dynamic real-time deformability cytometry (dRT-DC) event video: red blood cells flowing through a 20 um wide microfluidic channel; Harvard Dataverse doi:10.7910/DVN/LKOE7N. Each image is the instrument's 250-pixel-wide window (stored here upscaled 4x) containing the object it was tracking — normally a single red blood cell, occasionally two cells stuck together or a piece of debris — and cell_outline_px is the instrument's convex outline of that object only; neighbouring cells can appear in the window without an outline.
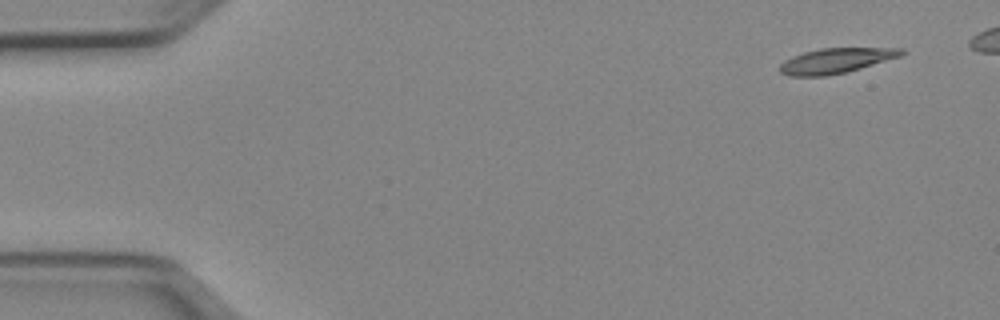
{"species": "Egyptian fruit bat (a non-hibernating species)", "species_latin": "Rousettus aegyptiacus", "temperature_condition": "cold", "stored_images_in_passage": 45, "camera_frame_rate_fps": 3000, "um_per_image_px": 0.085, "animal": {"sex": "female"}, "frame": {"image": 1, "passage_image": 1, "time_ms": 0.0, "image_size_px": [1000, 320], "cell_outline_px": [[904, 52], [900, 56], [848, 72], [824, 76], [788, 76], [780, 72], [780, 64], [784, 60], [792, 56], [804, 52], [820, 48], [904, 48]], "centroid_in_image_um": [71.02, 5.16], "position_along_channel_um": 14.0, "area_um2": 17.74}}
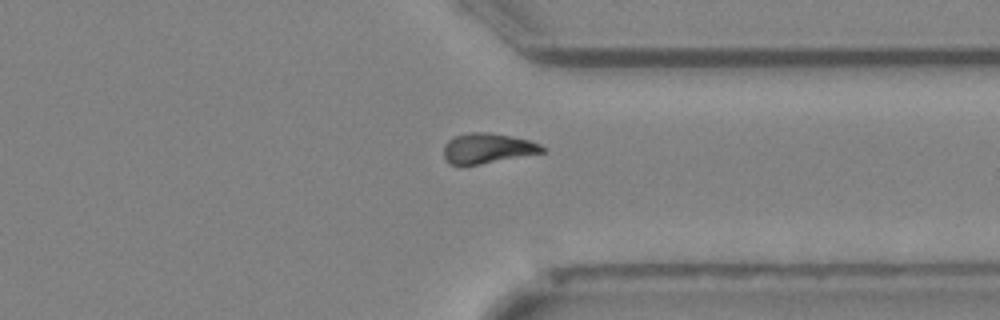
{"frame": {"image": 2, "passage_image": 37, "time_ms": 12.0, "image_size_px": [1000, 320], "cell_outline_px": [[544, 152], [480, 164], [448, 164], [444, 160], [444, 144], [448, 140], [456, 136], [472, 132], [488, 132], [512, 136], [528, 140], [540, 144], [544, 148]], "centroid_in_image_um": [41.41, 12.6], "position_along_channel_um": 370.0, "area_um2": 17.11}}
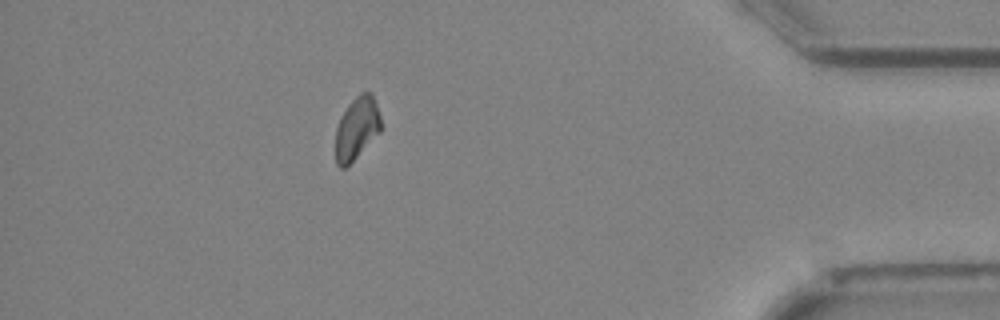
{"frame": {"image": 3, "passage_image": 43, "time_ms": 14.0, "image_size_px": [1000, 320], "cell_outline_px": [[380, 132], [344, 168], [340, 168], [336, 164], [336, 128], [340, 116], [348, 104], [360, 92], [372, 92], [380, 116]], "centroid_in_image_um": [30.31, 10.86], "position_along_channel_um": 404.9, "area_um2": 16.3}, "authors_computed_cell_mechanics": {"area_um2": 18.1492, "velocity_mm_per_s": 3.9497, "shape_relaxation_time_tau1_ms": 7.3858, "shape_relaxation_time_tau2_ms": null, "deformation_change_tau1": 0.1429, "deformation_change_tau2": null}}